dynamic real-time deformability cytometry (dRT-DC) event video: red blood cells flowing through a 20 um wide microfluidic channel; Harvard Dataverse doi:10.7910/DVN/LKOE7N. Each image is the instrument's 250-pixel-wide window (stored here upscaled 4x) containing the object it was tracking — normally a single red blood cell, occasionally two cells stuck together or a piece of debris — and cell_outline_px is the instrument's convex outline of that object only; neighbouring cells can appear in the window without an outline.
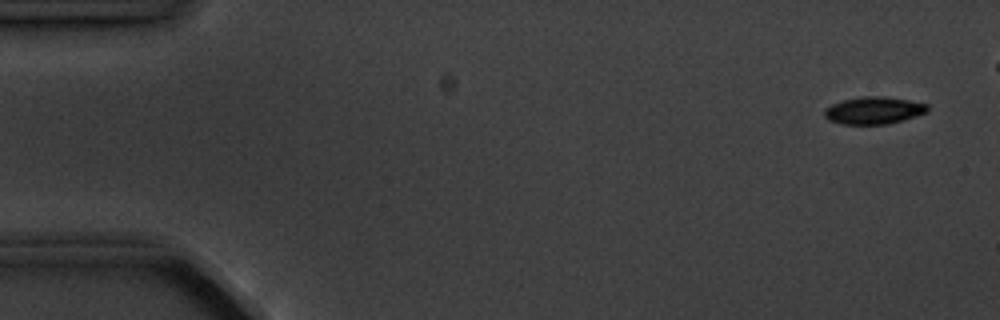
{"species": "common noctule bat (a hibernating species)", "species_latin": "Nyctalus noctula", "temperature_condition": "cold", "stored_images_in_passage": 6, "camera_frame_rate_fps": 3000, "um_per_image_px": 0.085, "animal": {"sex": "male", "body_mass_g": 20.1, "forearm_length_mm": 53.5}, "frame": {"image": 1, "passage_image": 1, "time_ms": 0.0, "image_size_px": [1000, 320], "cell_outline_px": [[928, 112], [904, 120], [888, 124], [840, 124], [828, 120], [824, 116], [824, 108], [832, 104], [844, 100], [864, 96], [884, 96], [908, 100], [928, 104]], "centroid_in_image_um": [74.27, 9.39], "position_along_channel_um": 10.7, "area_um2": 16.47}}